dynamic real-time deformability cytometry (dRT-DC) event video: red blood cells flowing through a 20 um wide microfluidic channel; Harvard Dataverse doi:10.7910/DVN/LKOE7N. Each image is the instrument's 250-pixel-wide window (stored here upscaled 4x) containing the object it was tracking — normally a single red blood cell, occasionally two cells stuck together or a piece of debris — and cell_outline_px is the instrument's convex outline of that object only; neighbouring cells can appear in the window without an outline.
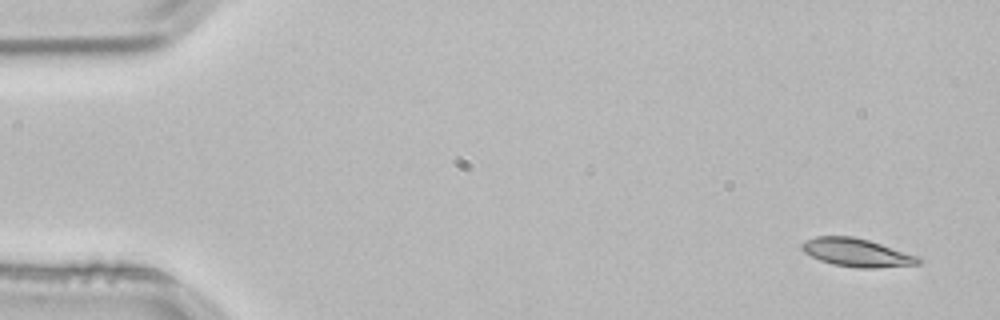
{"species": "common noctule bat (a hibernating species)", "species_latin": "Nyctalus noctula", "temperature_condition": "room temperature", "stored_images_in_passage": 3, "camera_frame_rate_fps": 3000, "um_per_image_px": 0.085, "animal": {"sex": "male", "body_mass_g": 21.5, "forearm_length_mm": 52.0}, "frame": {"image": 1, "passage_image": 1, "time_ms": 0.0, "image_size_px": [1000, 320], "cell_outline_px": [[924, 260], [920, 264], [876, 268], [856, 268], [832, 264], [820, 260], [804, 252], [800, 248], [800, 244], [804, 240], [816, 236], [852, 236], [868, 240], [920, 256]], "centroid_in_image_um": [72.84, 21.47], "position_along_channel_um": 12.2, "area_um2": 19.36}}